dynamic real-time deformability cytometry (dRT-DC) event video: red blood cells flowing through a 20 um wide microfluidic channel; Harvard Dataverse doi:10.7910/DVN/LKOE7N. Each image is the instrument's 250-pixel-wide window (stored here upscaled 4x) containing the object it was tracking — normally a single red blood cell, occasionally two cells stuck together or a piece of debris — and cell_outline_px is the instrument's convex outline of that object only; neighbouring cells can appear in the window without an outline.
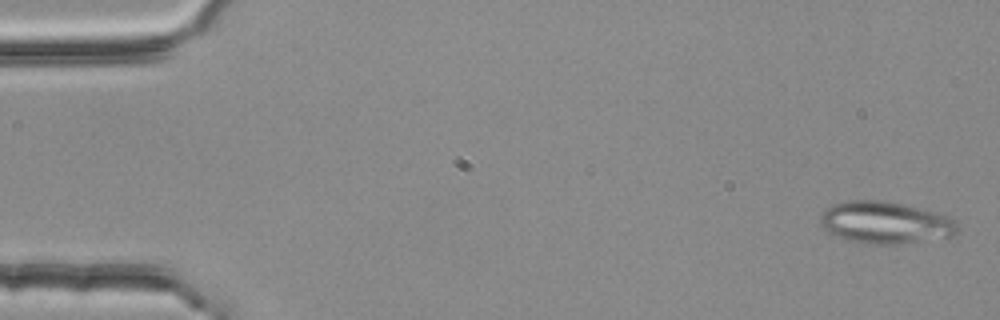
{"species": "common noctule bat (a hibernating species)", "species_latin": "Nyctalus noctula", "temperature_condition": "room temperature", "stored_images_in_passage": 54, "segment_of_instrument_passage": [1, 2], "camera_frame_rate_fps": 3000, "um_per_image_px": 0.085, "animal": {"sex": "female", "body_mass_g": 25.1}, "frame": {"image": 1, "passage_image": 2, "time_ms": 0.333, "image_size_px": [1000, 320], "cell_outline_px": [[956, 232], [952, 236], [900, 244], [868, 244], [848, 240], [828, 232], [824, 228], [820, 220], [820, 216], [832, 204], [844, 200], [876, 200], [900, 204], [932, 212], [944, 216], [952, 220], [956, 224]], "centroid_in_image_um": [75.18, 18.93], "position_along_channel_um": 9.8, "area_um2": 32.89}}